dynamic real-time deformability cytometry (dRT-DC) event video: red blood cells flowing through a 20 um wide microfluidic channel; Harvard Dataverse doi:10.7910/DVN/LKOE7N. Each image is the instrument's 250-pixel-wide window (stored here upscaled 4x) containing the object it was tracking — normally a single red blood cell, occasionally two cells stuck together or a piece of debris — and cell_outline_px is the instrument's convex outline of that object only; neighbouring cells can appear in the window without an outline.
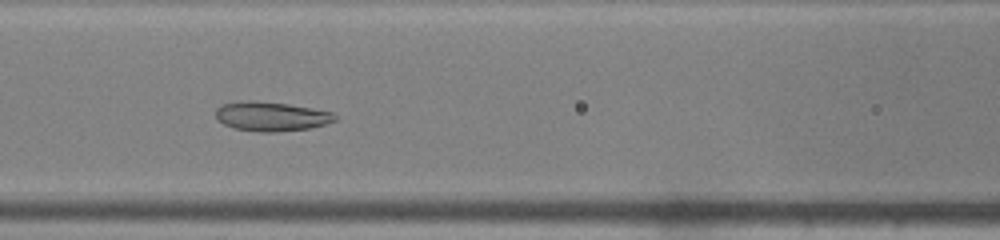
{"species": "common noctule bat (a hibernating species)", "species_latin": "Nyctalus noctula", "temperature_condition": "warm", "stored_images_in_passage": 45, "camera_frame_rate_fps": 3000, "um_per_image_px": 0.085, "animal": {"sex": "male", "body_mass_g": 19.0, "forearm_length_mm": 50.8}, "frame": {"image": 1, "passage_image": 18, "time_ms": 5.667, "image_size_px": [1000, 240], "cell_outline_px": [[336, 120], [312, 128], [276, 132], [260, 132], [236, 128], [224, 124], [216, 120], [216, 108], [224, 104], [248, 100], [252, 100], [288, 104], [312, 108], [332, 112], [336, 116]], "centroid_in_image_um": [23.06, 9.89], "position_along_channel_um": 143.5, "area_um2": 20.29}}
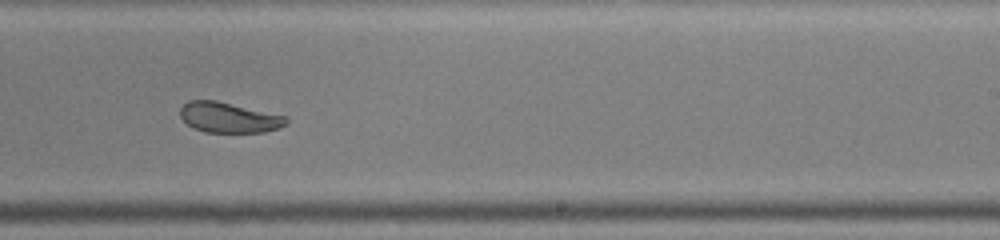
{"frame": {"image": 2, "passage_image": 27, "time_ms": 8.667, "image_size_px": [1000, 240], "cell_outline_px": [[288, 124], [280, 128], [264, 132], [204, 132], [192, 128], [180, 116], [180, 108], [188, 100], [216, 100], [288, 116]], "centroid_in_image_um": [19.48, 9.99], "position_along_channel_um": 269.5, "area_um2": 18.96}}
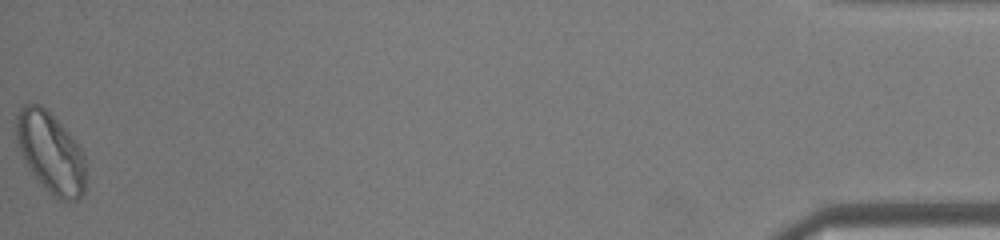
{"frame": {"image": 3, "passage_image": 45, "time_ms": 14.667, "image_size_px": [1000, 240], "cell_outline_px": [[88, 176], [84, 192], [76, 200], [60, 200], [44, 188], [32, 172], [24, 160], [16, 140], [16, 116], [20, 108], [24, 104], [40, 104], [68, 132], [80, 148], [84, 156]], "centroid_in_image_um": [4.33, 12.99], "position_along_channel_um": 430.9, "area_um2": 32.54}, "authors_computed_cell_mechanics": {"area_um2": 23.698, "velocity_mm_per_s": 4.2117, "shape_relaxation_time_tau1_ms": null, "shape_relaxation_time_tau2_ms": 1.5087, "deformation_change_tau1": null, "deformation_change_tau2": 0.0747}}